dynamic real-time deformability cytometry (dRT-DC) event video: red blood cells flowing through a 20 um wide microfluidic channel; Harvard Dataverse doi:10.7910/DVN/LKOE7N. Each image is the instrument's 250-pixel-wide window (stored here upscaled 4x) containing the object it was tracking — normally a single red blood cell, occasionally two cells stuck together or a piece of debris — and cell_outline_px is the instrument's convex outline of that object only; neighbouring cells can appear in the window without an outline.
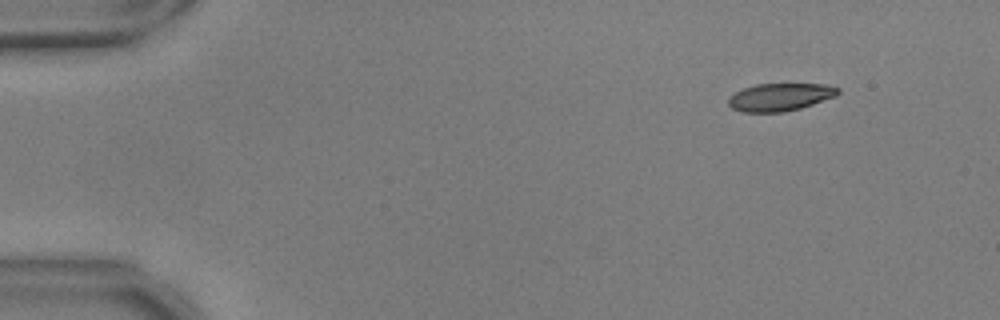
{"species": "common noctule bat (a hibernating species)", "species_latin": "Nyctalus noctula", "temperature_condition": "warm", "stored_images_in_passage": 50, "camera_frame_rate_fps": 3000, "um_per_image_px": 0.085, "animal": {"sex": "male", "body_mass_g": 17.9, "forearm_length_mm": 54.2}, "frame": {"image": 1, "passage_image": 1, "time_ms": 0.0, "image_size_px": [1000, 320], "cell_outline_px": [[840, 92], [836, 96], [800, 108], [784, 112], [740, 112], [732, 108], [728, 104], [728, 96], [744, 88], [756, 84], [824, 84], [840, 88]], "centroid_in_image_um": [66.29, 8.25], "position_along_channel_um": 18.7, "area_um2": 17.69}}
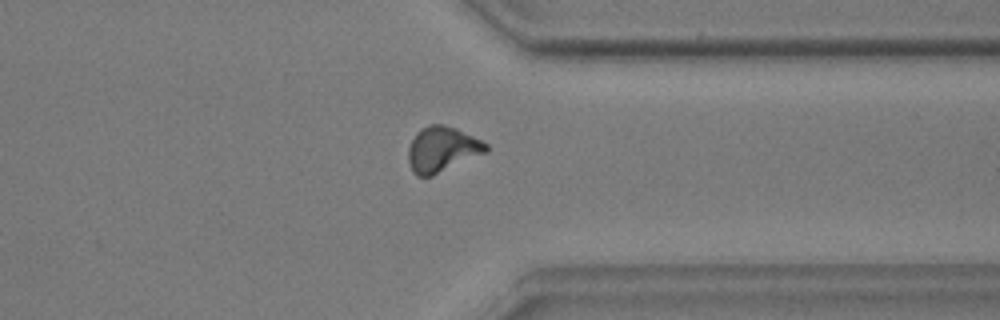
{"frame": {"image": 2, "passage_image": 38, "time_ms": 12.333, "image_size_px": [1000, 320], "cell_outline_px": [[488, 152], [432, 176], [416, 176], [412, 172], [408, 160], [408, 148], [416, 132], [420, 128], [428, 124], [440, 124], [456, 128], [488, 144]], "centroid_in_image_um": [37.56, 12.7], "position_along_channel_um": 373.8, "area_um2": 20.63}}
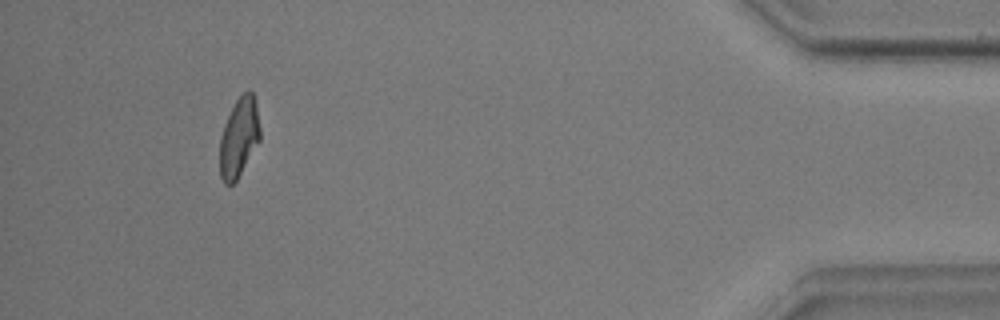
{"frame": {"image": 3, "passage_image": 46, "time_ms": 15.0, "image_size_px": [1000, 320], "cell_outline_px": [[260, 140], [236, 180], [232, 184], [224, 184], [220, 176], [220, 136], [224, 124], [236, 100], [248, 88], [252, 92], [256, 104], [260, 128]], "centroid_in_image_um": [20.31, 11.67], "position_along_channel_um": 414.9, "area_um2": 18.44}, "authors_computed_cell_mechanics": {"area_um2": 19.2185, "velocity_mm_per_s": 3.7187, "shape_relaxation_time_tau1_ms": 4.5342, "shape_relaxation_time_tau2_ms": 2.6236, "deformation_change_tau1": 0.1764, "deformation_change_tau2": 0.0756}}